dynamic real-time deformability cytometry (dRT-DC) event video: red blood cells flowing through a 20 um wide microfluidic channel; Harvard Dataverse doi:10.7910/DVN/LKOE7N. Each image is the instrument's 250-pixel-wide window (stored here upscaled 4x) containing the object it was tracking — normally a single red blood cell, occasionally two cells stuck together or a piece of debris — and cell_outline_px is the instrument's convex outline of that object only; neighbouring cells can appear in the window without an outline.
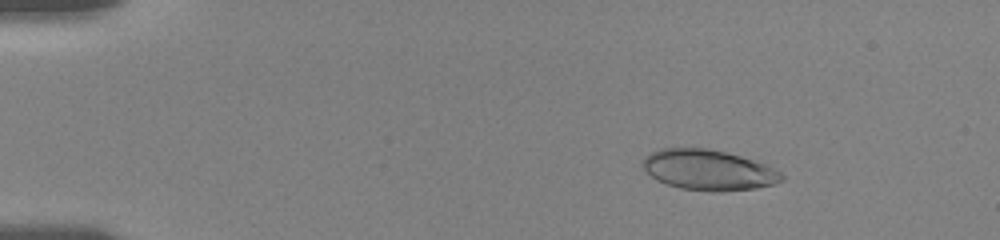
{"species": "human", "species_latin": "Homo sapiens", "temperature_condition": "room temperature", "stored_images_in_passage": 16, "camera_frame_rate_fps": 3000, "um_per_image_px": 0.085, "donor": {"sex": "female"}, "frame": {"image": 1, "passage_image": 8, "time_ms": 2.667, "image_size_px": [1000, 240], "cell_outline_px": [[784, 180], [776, 184], [756, 188], [720, 192], [712, 192], [680, 188], [656, 180], [640, 164], [640, 160], [652, 152], [660, 148], [708, 148], [740, 156], [764, 164], [780, 172], [784, 176]], "centroid_in_image_um": [60.21, 14.46], "position_along_channel_um": 24.8, "area_um2": 32.77}}
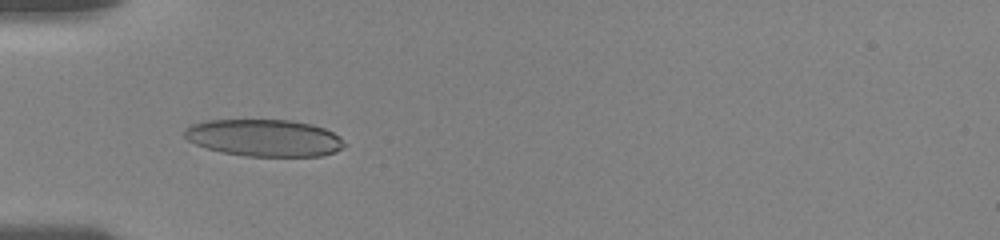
{"frame": {"image": 2, "passage_image": 14, "time_ms": 6.0, "image_size_px": [1000, 240], "cell_outline_px": [[348, 144], [336, 152], [320, 156], [244, 156], [220, 152], [196, 144], [188, 140], [184, 136], [184, 128], [192, 124], [204, 120], [292, 120], [312, 124], [324, 128], [332, 132]], "centroid_in_image_um": [22.46, 11.72], "position_along_channel_um": 62.5, "area_um2": 34.68}}
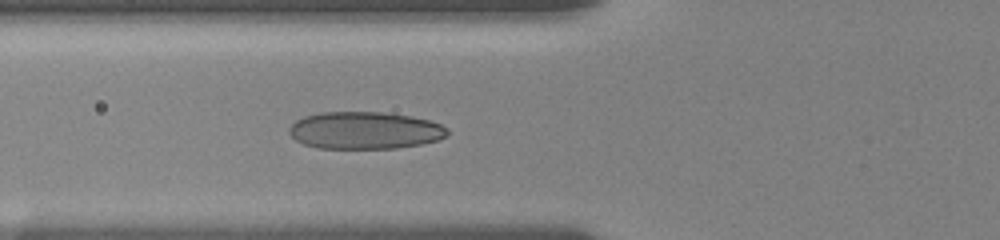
{"frame": {"image": 3, "passage_image": 16, "time_ms": 7.0, "image_size_px": [1000, 240], "cell_outline_px": [[448, 136], [436, 140], [420, 144], [396, 148], [320, 148], [304, 144], [296, 140], [288, 132], [288, 128], [296, 120], [304, 116], [320, 112], [380, 112], [412, 116], [428, 120], [440, 124], [448, 128]], "centroid_in_image_um": [31.0, 11.08], "position_along_channel_um": 94.8, "area_um2": 34.33}}